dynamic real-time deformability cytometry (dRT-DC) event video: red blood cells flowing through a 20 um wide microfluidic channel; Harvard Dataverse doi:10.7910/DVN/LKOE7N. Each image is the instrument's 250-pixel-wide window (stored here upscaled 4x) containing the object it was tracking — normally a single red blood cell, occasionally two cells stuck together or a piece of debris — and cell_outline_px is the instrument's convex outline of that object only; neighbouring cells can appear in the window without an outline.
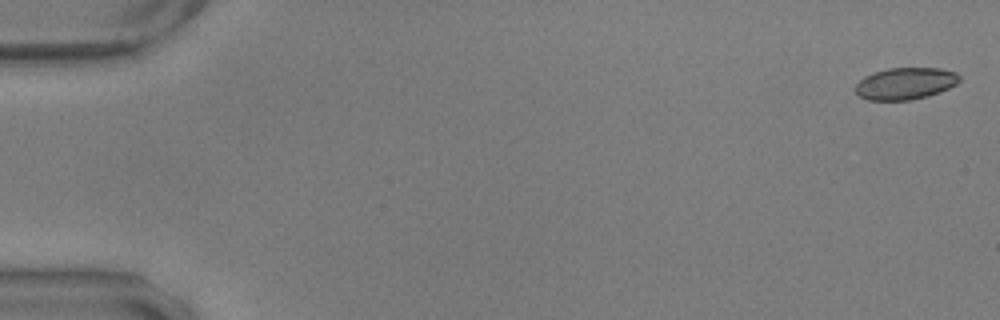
{"species": "common noctule bat (a hibernating species)", "species_latin": "Nyctalus noctula", "temperature_condition": "warm", "stored_images_in_passage": 58, "camera_frame_rate_fps": 3000, "um_per_image_px": 0.085, "animal": {"sex": "male", "body_mass_g": 17.9, "forearm_length_mm": 54.2}, "frame": {"image": 1, "passage_image": 2, "time_ms": 0.333, "image_size_px": [1000, 320], "cell_outline_px": [[960, 80], [956, 84], [940, 92], [928, 96], [912, 100], [868, 100], [860, 96], [856, 92], [856, 84], [864, 76], [888, 68], [940, 68], [956, 72], [960, 76]], "centroid_in_image_um": [76.98, 7.1], "position_along_channel_um": 8.0, "area_um2": 19.31}}
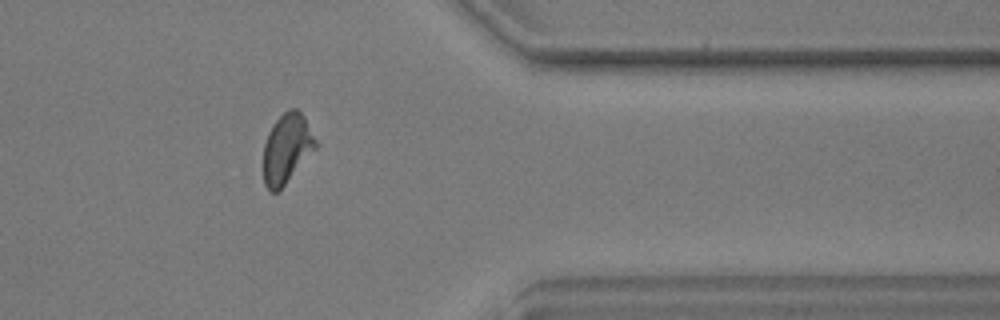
{"frame": {"image": 2, "passage_image": 48, "time_ms": 15.667, "image_size_px": [1000, 320], "cell_outline_px": [[320, 144], [284, 184], [276, 192], [268, 192], [264, 184], [264, 144], [268, 132], [272, 124], [288, 108], [296, 108], [304, 116]], "centroid_in_image_um": [24.39, 12.59], "position_along_channel_um": 387.0, "area_um2": 21.21}}
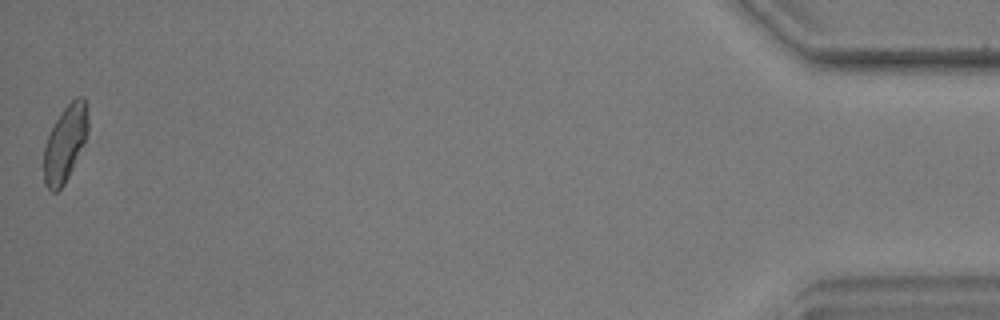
{"frame": {"image": 3, "passage_image": 58, "time_ms": 19.0, "image_size_px": [1000, 320], "cell_outline_px": [[88, 132], [84, 144], [64, 184], [56, 192], [52, 192], [44, 184], [44, 148], [48, 136], [60, 112], [76, 96], [84, 96], [88, 120]], "centroid_in_image_um": [5.54, 12.18], "position_along_channel_um": 429.7, "area_um2": 19.42}, "authors_computed_cell_mechanics": {"area_um2": 20.6635, "velocity_mm_per_s": 3.5358, "shape_relaxation_time_tau1_ms": 10.7475, "shape_relaxation_time_tau2_ms": 1.6132, "deformation_change_tau1": 0.2145, "deformation_change_tau2": 0.0729}}